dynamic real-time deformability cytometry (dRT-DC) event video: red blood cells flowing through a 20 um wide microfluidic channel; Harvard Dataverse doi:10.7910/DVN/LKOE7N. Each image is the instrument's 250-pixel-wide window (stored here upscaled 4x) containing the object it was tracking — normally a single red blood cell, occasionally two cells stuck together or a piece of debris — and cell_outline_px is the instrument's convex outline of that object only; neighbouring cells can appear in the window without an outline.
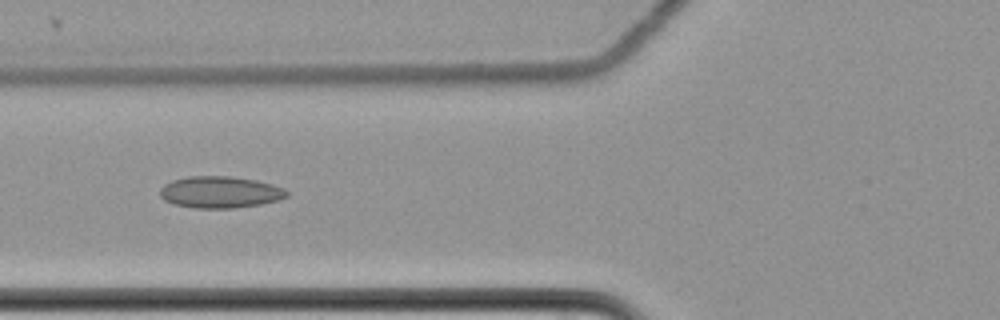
{"species": "common noctule bat (a hibernating species)", "species_latin": "Nyctalus noctula", "temperature_condition": "cold", "stored_images_in_passage": 10, "camera_frame_rate_fps": 3000, "um_per_image_px": 0.085, "animal": {"sex": "female", "body_mass_g": 22.7, "forearm_length_mm": 54.2}, "frame": {"image": 1, "passage_image": 6, "time_ms": 1.667, "image_size_px": [1000, 320], "cell_outline_px": [[288, 196], [280, 200], [260, 204], [232, 208], [196, 208], [172, 204], [164, 200], [160, 196], [160, 188], [164, 184], [172, 180], [188, 176], [228, 176], [256, 180], [272, 184], [284, 188], [288, 192]], "centroid_in_image_um": [18.7, 16.33], "position_along_channel_um": 107.1, "area_um2": 23.52}}
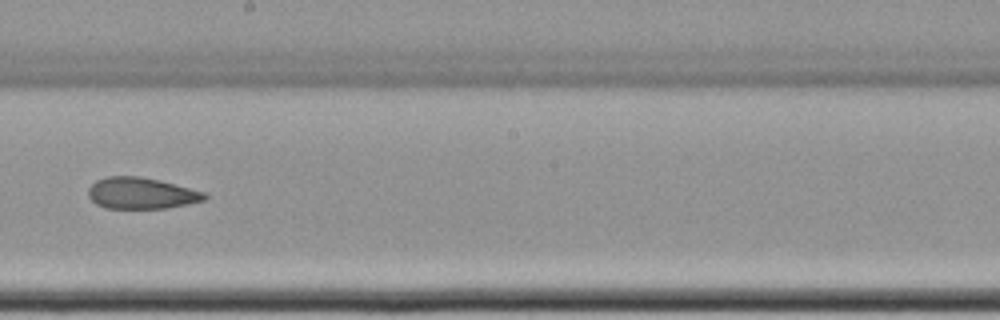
{"frame": {"image": 2, "passage_image": 9, "time_ms": 2.667, "image_size_px": [1000, 320], "cell_outline_px": [[208, 196], [204, 200], [188, 204], [168, 208], [104, 208], [96, 204], [88, 196], [88, 188], [96, 180], [108, 176], [140, 176], [160, 180], [204, 192]], "centroid_in_image_um": [11.99, 16.42], "position_along_channel_um": 236.2, "area_um2": 21.27}}
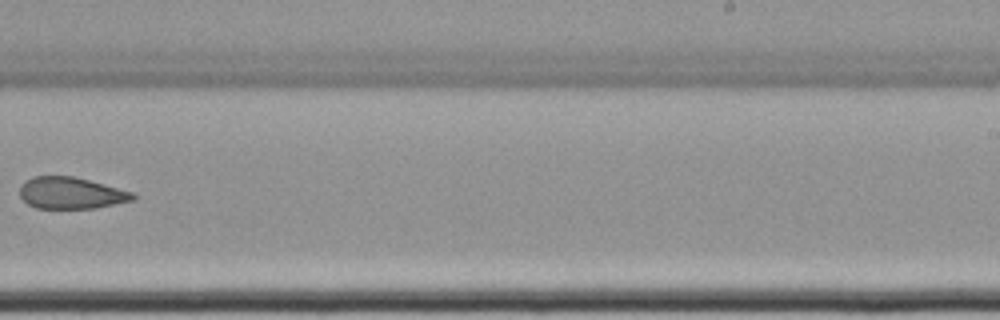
{"frame": {"image": 3, "passage_image": 10, "time_ms": 3.0, "image_size_px": [1000, 320], "cell_outline_px": [[136, 200], [96, 208], [36, 208], [28, 204], [20, 196], [20, 184], [24, 180], [32, 176], [72, 176], [136, 192]], "centroid_in_image_um": [6.06, 16.4], "position_along_channel_um": 282.9, "area_um2": 21.1}}